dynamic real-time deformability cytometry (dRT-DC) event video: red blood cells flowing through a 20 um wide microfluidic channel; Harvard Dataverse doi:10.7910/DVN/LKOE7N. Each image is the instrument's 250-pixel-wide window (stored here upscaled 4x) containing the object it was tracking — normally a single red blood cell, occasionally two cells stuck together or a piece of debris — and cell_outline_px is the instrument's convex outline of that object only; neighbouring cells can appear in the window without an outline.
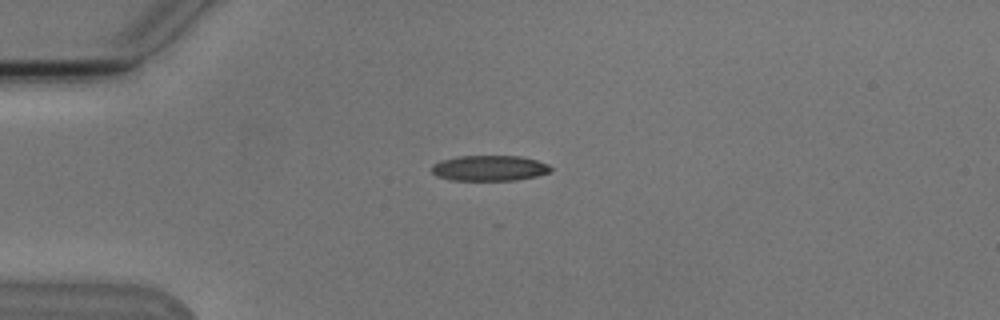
{"species": "Egyptian fruit bat (a non-hibernating species)", "species_latin": "Rousettus aegyptiacus", "temperature_condition": "cold", "stored_images_in_passage": 5, "camera_frame_rate_fps": 3000, "um_per_image_px": 0.085, "animal": {"sex": "male"}, "frame": {"image": 1, "passage_image": 1, "time_ms": 0.0, "image_size_px": [1000, 320], "cell_outline_px": [[552, 172], [536, 176], [516, 180], [448, 180], [436, 176], [432, 172], [432, 164], [440, 160], [460, 156], [520, 156], [536, 160], [548, 164], [552, 168]], "centroid_in_image_um": [41.59, 14.29], "position_along_channel_um": 43.4, "area_um2": 17.8}}
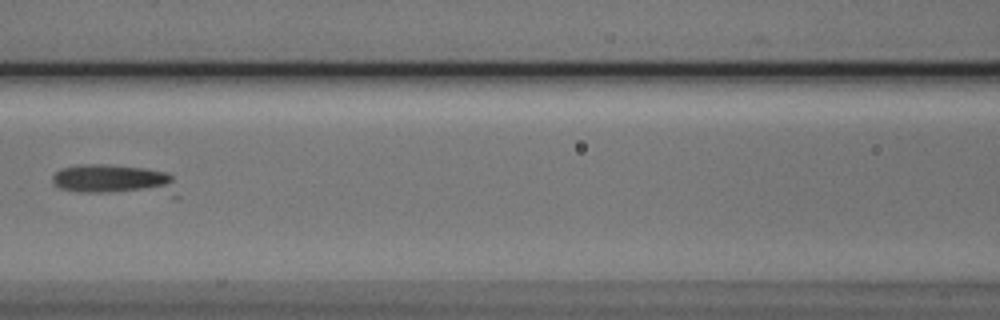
{"frame": {"image": 2, "passage_image": 4, "time_ms": 3.667, "image_size_px": [1000, 320], "cell_outline_px": [[180, 200], [176, 200], [80, 192], [60, 188], [52, 180], [52, 176], [56, 172], [64, 168], [80, 164], [104, 164], [144, 168], [168, 172], [172, 176], [180, 196]], "centroid_in_image_um": [10.0, 15.4], "position_along_channel_um": 156.6, "area_um2": 24.1}}
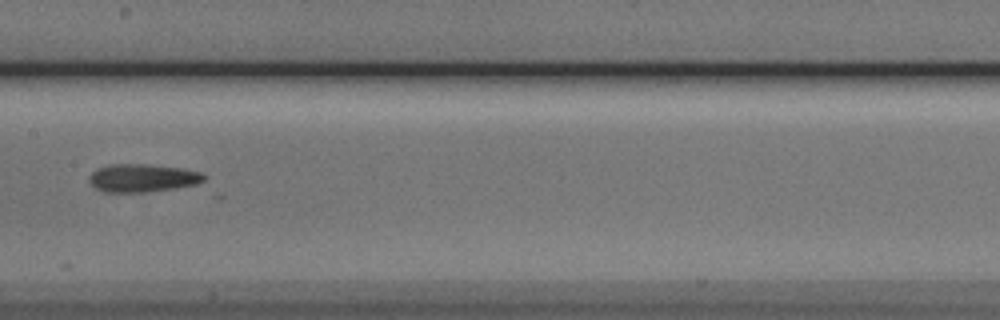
{"frame": {"image": 3, "passage_image": 5, "time_ms": 4.667, "image_size_px": [1000, 320], "cell_outline_px": [[204, 180], [196, 184], [176, 188], [140, 192], [104, 192], [96, 188], [88, 180], [88, 176], [96, 168], [108, 164], [144, 164], [184, 168], [204, 172]], "centroid_in_image_um": [12.1, 15.11], "position_along_channel_um": 195.3, "area_um2": 18.84}}